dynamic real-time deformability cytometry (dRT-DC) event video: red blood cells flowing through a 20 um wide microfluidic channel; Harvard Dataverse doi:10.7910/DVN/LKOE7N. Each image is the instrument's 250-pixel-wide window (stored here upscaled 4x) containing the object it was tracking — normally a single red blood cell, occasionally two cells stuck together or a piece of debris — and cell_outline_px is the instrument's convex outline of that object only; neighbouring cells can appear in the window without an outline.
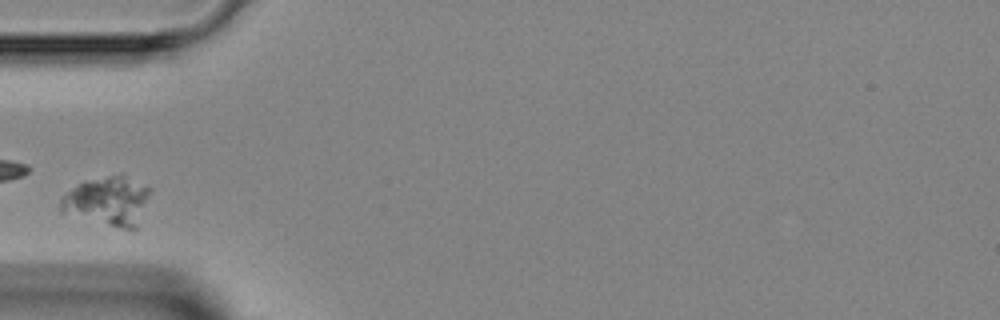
{"species": "Egyptian fruit bat (a non-hibernating species)", "species_latin": "Rousettus aegyptiacus", "temperature_condition": "room temperature", "stored_images_in_passage": 3, "camera_frame_rate_fps": 3000, "um_per_image_px": 0.085, "animal": {"sex": "female"}, "frame": {"image": 1, "passage_image": 3, "time_ms": 2.0, "image_size_px": [1000, 320], "cell_outline_px": [[152, 188], [136, 228], [120, 228], [60, 212], [60, 200], [72, 188], [80, 184], [108, 176], [124, 176]], "centroid_in_image_um": [9.17, 17.11], "position_along_channel_um": 75.8, "area_um2": 24.62}}